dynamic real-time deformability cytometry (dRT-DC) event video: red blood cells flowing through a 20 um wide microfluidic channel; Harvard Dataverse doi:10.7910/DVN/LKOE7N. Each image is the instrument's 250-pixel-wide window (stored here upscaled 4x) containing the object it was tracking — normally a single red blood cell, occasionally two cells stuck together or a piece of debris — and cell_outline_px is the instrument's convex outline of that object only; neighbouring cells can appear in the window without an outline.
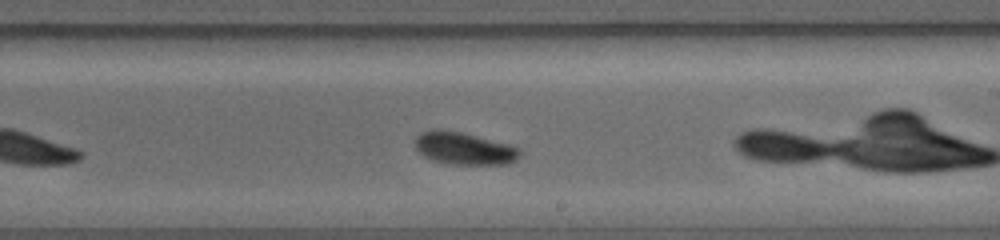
{"species": "common noctule bat (a hibernating species)", "species_latin": "Nyctalus noctula", "temperature_condition": "warm", "stored_images_in_passage": 14, "camera_frame_rate_fps": 5000, "um_per_image_px": 0.085, "animal": {"sex": "female", "body_mass_g": 19.0, "forearm_length_mm": 56.7}, "frame": {"image": 1, "passage_image": 10, "time_ms": 4.0, "image_size_px": [1000, 240], "cell_outline_px": [[520, 156], [516, 160], [508, 164], [444, 164], [432, 160], [424, 156], [416, 148], [416, 136], [420, 132], [436, 128], [440, 128], [460, 132], [508, 144], [520, 148]], "centroid_in_image_um": [39.43, 12.61], "position_along_channel_um": 249.6, "area_um2": 19.83}}